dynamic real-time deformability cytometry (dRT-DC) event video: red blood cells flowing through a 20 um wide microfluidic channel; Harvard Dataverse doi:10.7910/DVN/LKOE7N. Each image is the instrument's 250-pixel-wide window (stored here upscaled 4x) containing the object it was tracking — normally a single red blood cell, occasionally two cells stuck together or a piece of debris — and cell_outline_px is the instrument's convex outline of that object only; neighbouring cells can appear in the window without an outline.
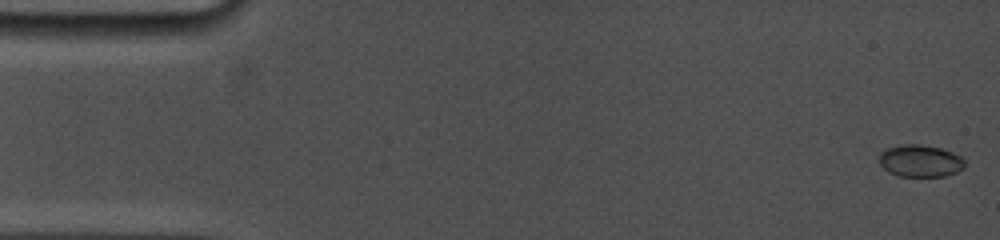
{"species": "common noctule bat (a hibernating species)", "species_latin": "Nyctalus noctula", "temperature_condition": "cold", "stored_images_in_passage": 45, "camera_frame_rate_fps": 5000, "um_per_image_px": 0.085, "animal": {"sex": "female", "body_mass_g": 19.0, "forearm_length_mm": 53.3}, "frame": {"image": 1, "passage_image": 1, "time_ms": 0.0, "image_size_px": [1000, 240], "cell_outline_px": [[964, 168], [956, 172], [944, 176], [900, 176], [888, 172], [880, 164], [880, 152], [888, 148], [904, 144], [920, 144], [940, 148], [952, 152], [960, 156], [964, 160]], "centroid_in_image_um": [78.22, 13.67], "position_along_channel_um": 6.8, "area_um2": 15.9}}
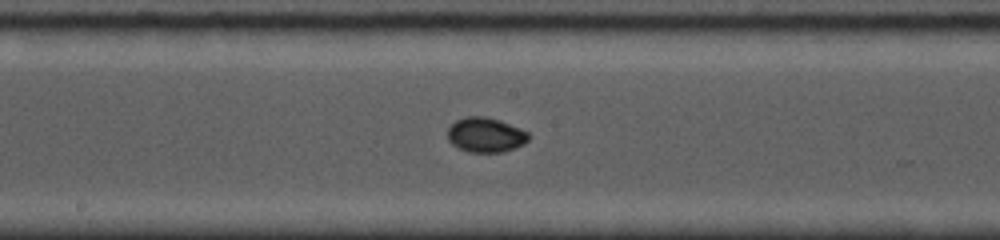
{"frame": {"image": 2, "passage_image": 26, "time_ms": 8.8, "image_size_px": [1000, 240], "cell_outline_px": [[532, 136], [524, 144], [504, 152], [468, 152], [452, 144], [448, 140], [448, 128], [456, 120], [464, 116], [484, 116], [500, 120], [520, 128], [528, 132]], "centroid_in_image_um": [41.3, 11.46], "position_along_channel_um": 206.9, "area_um2": 16.53}}
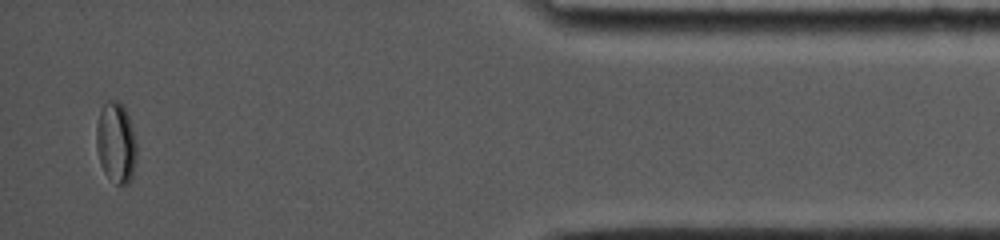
{"frame": {"image": 3, "passage_image": 45, "time_ms": 15.8, "image_size_px": [1000, 240], "cell_outline_px": [[136, 160], [132, 176], [128, 184], [124, 188], [116, 184], [104, 172], [100, 164], [96, 148], [96, 128], [100, 112], [104, 104], [108, 100], [120, 100], [128, 116], [136, 140]], "centroid_in_image_um": [9.86, 12.16], "position_along_channel_um": 425.3, "area_um2": 19.13}}